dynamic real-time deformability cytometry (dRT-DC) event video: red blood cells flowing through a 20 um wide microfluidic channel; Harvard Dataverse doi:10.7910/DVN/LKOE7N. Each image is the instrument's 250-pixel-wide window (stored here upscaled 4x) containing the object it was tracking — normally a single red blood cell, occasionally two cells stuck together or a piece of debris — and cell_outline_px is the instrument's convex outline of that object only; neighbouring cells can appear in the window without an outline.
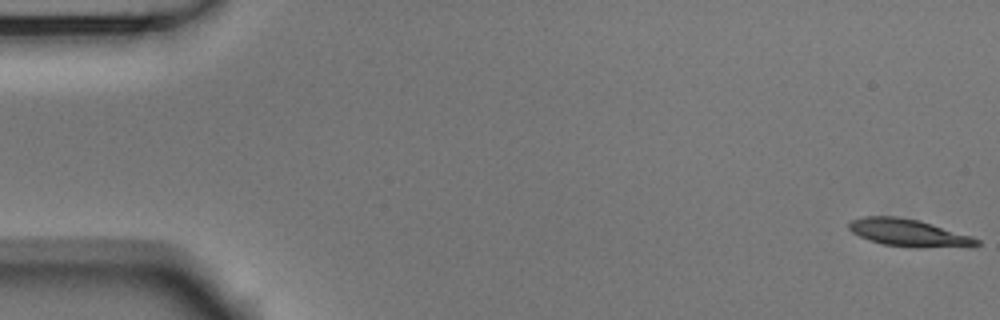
{"species": "Egyptian fruit bat (a non-hibernating species)", "species_latin": "Rousettus aegyptiacus", "temperature_condition": "room temperature", "stored_images_in_passage": 54, "camera_frame_rate_fps": 3000, "um_per_image_px": 0.085, "animal": {"sex": "male"}, "frame": {"image": 1, "passage_image": 1, "time_ms": 0.0, "image_size_px": [1000, 320], "cell_outline_px": [[980, 244], [920, 248], [912, 248], [884, 244], [868, 240], [852, 232], [848, 228], [848, 224], [852, 220], [864, 216], [896, 216], [916, 220], [932, 224], [972, 236], [980, 240]], "centroid_in_image_um": [77.16, 19.78], "position_along_channel_um": 7.8, "area_um2": 20.0}}
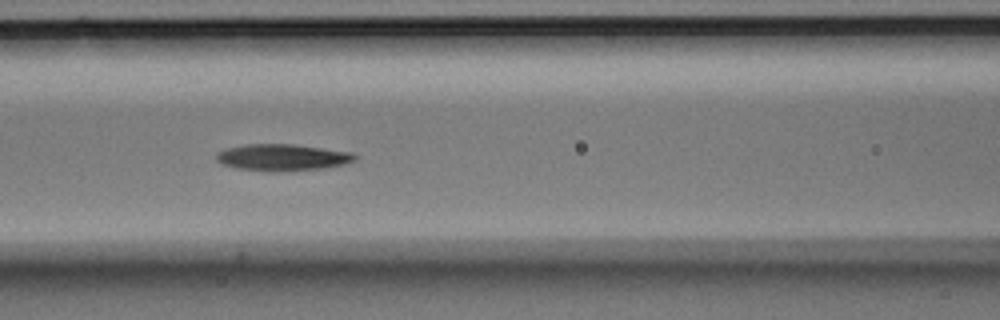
{"frame": {"image": 2, "passage_image": 23, "time_ms": 7.333, "image_size_px": [1000, 320], "cell_outline_px": [[356, 160], [344, 164], [324, 168], [272, 172], [268, 172], [236, 168], [220, 164], [216, 160], [216, 152], [228, 148], [244, 144], [292, 144], [352, 152], [356, 156]], "centroid_in_image_um": [23.96, 13.38], "position_along_channel_um": 142.6, "area_um2": 21.62}}
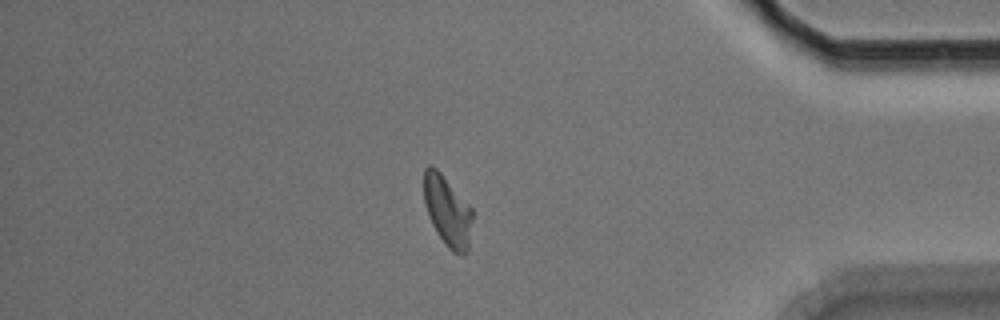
{"frame": {"image": 3, "passage_image": 46, "time_ms": 15.0, "image_size_px": [1000, 320], "cell_outline_px": [[472, 220], [468, 252], [464, 256], [460, 256], [452, 252], [448, 248], [436, 232], [428, 216], [424, 204], [424, 168], [428, 164], [432, 164], [440, 172], [472, 208]], "centroid_in_image_um": [38.03, 17.96], "position_along_channel_um": 397.2, "area_um2": 20.11}, "authors_computed_cell_mechanics": {"area_um2": 20.4612, "velocity_mm_per_s": 3.7471, "shape_relaxation_time_tau1_ms": 2.8638, "shape_relaxation_time_tau2_ms": 10.0339, "deformation_change_tau1": 0.1791, "deformation_change_tau2": 0.2069}}